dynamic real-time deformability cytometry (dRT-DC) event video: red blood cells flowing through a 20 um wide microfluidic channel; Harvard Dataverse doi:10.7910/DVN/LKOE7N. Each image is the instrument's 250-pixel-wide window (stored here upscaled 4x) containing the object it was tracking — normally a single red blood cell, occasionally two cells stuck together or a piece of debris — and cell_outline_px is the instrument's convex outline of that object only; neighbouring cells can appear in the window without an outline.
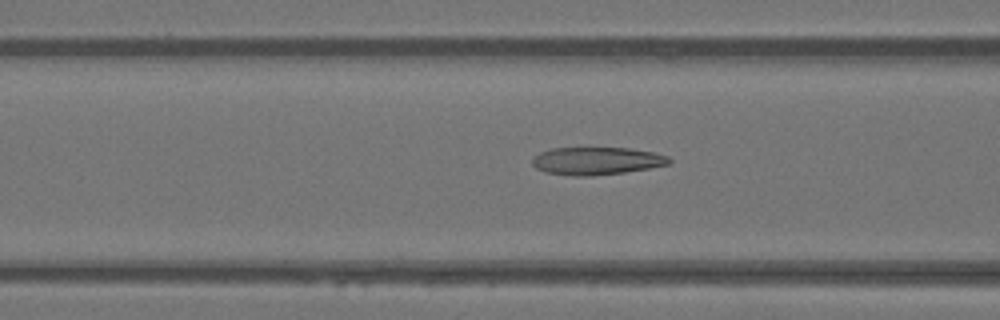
{"species": "Egyptian fruit bat (a non-hibernating species)", "species_latin": "Rousettus aegyptiacus", "temperature_condition": "warm", "stored_images_in_passage": 50, "camera_frame_rate_fps": 3000, "um_per_image_px": 0.085, "animal": {"sex": "female"}, "frame": {"image": 1, "passage_image": 20, "time_ms": 6.333, "image_size_px": [1000, 320], "cell_outline_px": [[672, 160], [668, 164], [648, 168], [624, 172], [592, 176], [572, 176], [544, 172], [536, 168], [532, 164], [532, 156], [540, 152], [552, 148], [632, 148], [652, 152], [668, 156]], "centroid_in_image_um": [50.67, 13.68], "position_along_channel_um": 115.9, "area_um2": 22.14}}
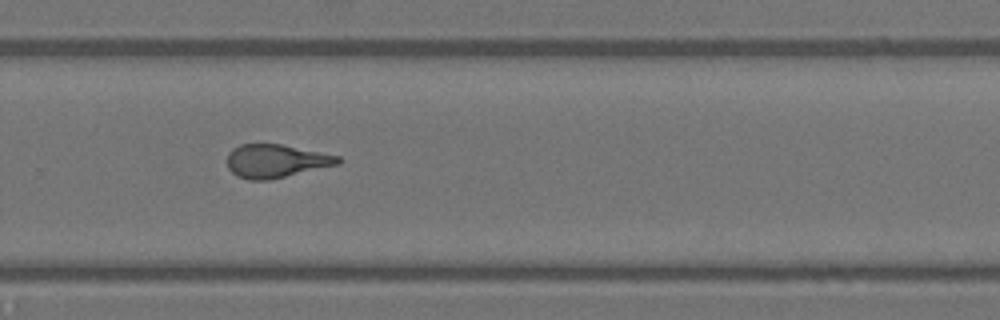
{"frame": {"image": 2, "passage_image": 34, "time_ms": 11.0, "image_size_px": [1000, 320], "cell_outline_px": [[344, 160], [340, 164], [268, 180], [248, 180], [236, 176], [228, 168], [228, 152], [232, 148], [240, 144], [280, 144], [340, 156]], "centroid_in_image_um": [23.46, 13.69], "position_along_channel_um": 306.3, "area_um2": 21.56}}
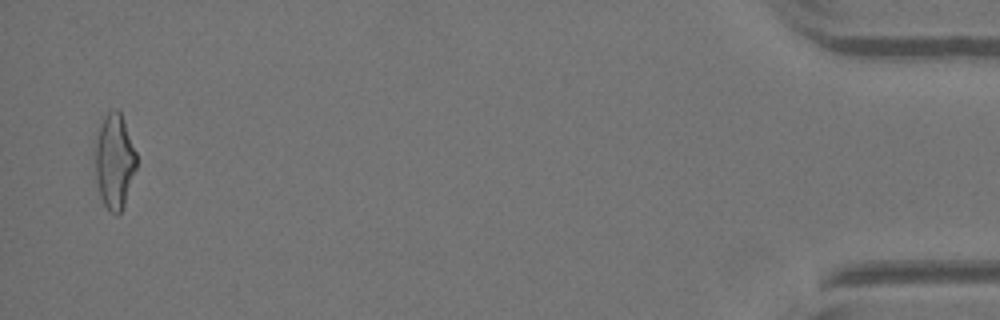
{"frame": {"image": 3, "passage_image": 49, "time_ms": 16.0, "image_size_px": [1000, 320], "cell_outline_px": [[136, 168], [124, 204], [120, 212], [116, 216], [108, 212], [100, 196], [96, 180], [96, 136], [100, 124], [104, 116], [108, 112], [116, 108], [120, 112], [136, 152]], "centroid_in_image_um": [9.72, 13.73], "position_along_channel_um": 425.5, "area_um2": 22.6}, "authors_computed_cell_mechanics": {"area_um2": 22.6287, "velocity_mm_per_s": 4.1004, "shape_relaxation_time_tau1_ms": 6.3598, "shape_relaxation_time_tau2_ms": 1.7238, "deformation_change_tau1": 0.2257, "deformation_change_tau2": 0.1176}}